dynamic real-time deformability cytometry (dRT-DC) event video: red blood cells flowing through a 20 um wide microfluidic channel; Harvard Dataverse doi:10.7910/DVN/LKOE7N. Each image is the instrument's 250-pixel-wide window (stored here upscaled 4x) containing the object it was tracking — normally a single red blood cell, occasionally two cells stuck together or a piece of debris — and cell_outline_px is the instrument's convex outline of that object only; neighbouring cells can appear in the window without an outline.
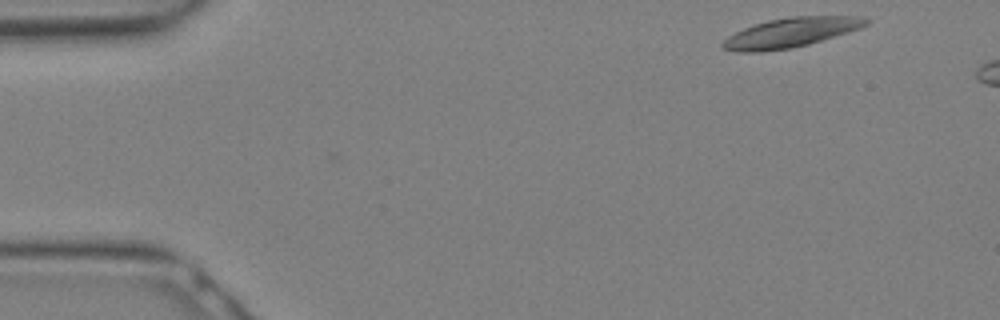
{"species": "Egyptian fruit bat (a non-hibernating species)", "species_latin": "Rousettus aegyptiacus", "temperature_condition": "warm", "stored_images_in_passage": 5, "camera_frame_rate_fps": 3000, "um_per_image_px": 0.085, "animal": {"sex": "female"}, "frame": {"image": 1, "passage_image": 1, "time_ms": 0.0, "image_size_px": [1000, 320], "cell_outline_px": [[872, 20], [868, 24], [860, 28], [848, 32], [808, 44], [792, 48], [760, 52], [736, 52], [720, 48], [720, 44], [728, 36], [744, 28], [768, 20], [792, 16], [864, 16]], "centroid_in_image_um": [67.21, 2.77], "position_along_channel_um": 17.8, "area_um2": 24.74}}